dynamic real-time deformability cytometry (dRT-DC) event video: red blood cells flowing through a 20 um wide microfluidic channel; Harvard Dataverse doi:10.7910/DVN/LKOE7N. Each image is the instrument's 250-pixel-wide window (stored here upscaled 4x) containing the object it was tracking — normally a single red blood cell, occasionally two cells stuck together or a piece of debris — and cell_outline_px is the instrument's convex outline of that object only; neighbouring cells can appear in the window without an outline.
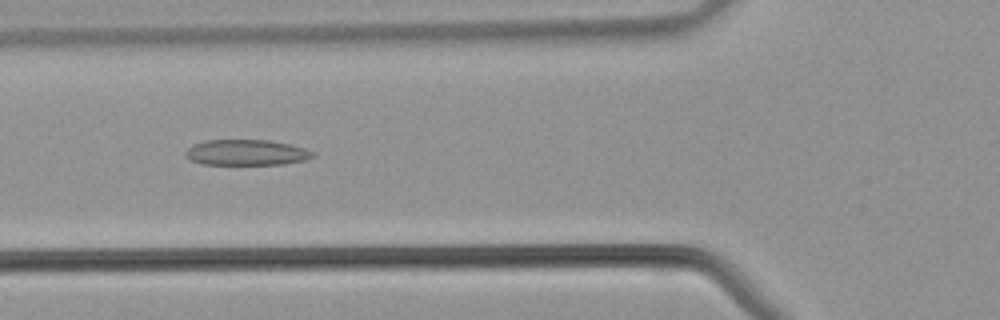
{"species": "common noctule bat (a hibernating species)", "species_latin": "Nyctalus noctula", "temperature_condition": "warm", "stored_images_in_passage": 33, "camera_frame_rate_fps": 3000, "um_per_image_px": 0.085, "animal": {"sex": "male", "body_mass_g": 21.5, "forearm_length_mm": 52.0}, "frame": {"image": 1, "passage_image": 7, "time_ms": 2.0, "image_size_px": [1000, 320], "cell_outline_px": [[316, 156], [304, 160], [284, 164], [200, 164], [188, 160], [184, 156], [184, 152], [192, 144], [204, 140], [268, 140], [288, 144], [304, 148], [316, 152]], "centroid_in_image_um": [20.9, 12.96], "position_along_channel_um": 104.9, "area_um2": 19.25}}
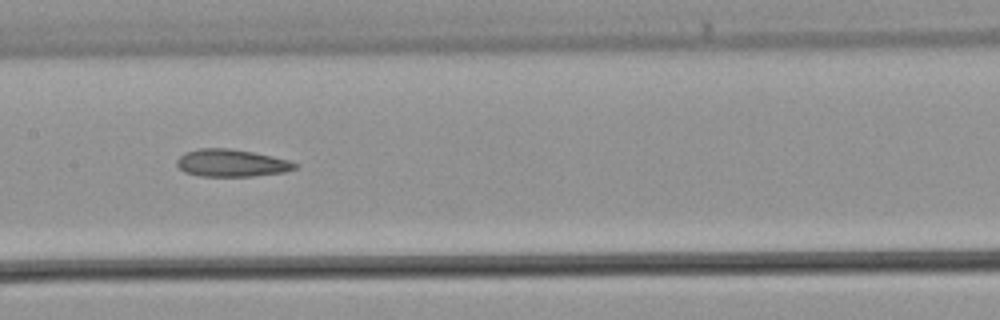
{"frame": {"image": 2, "passage_image": 12, "time_ms": 3.667, "image_size_px": [1000, 320], "cell_outline_px": [[300, 164], [296, 168], [284, 172], [252, 176], [200, 176], [184, 172], [176, 164], [176, 160], [184, 152], [200, 148], [228, 148], [252, 152], [272, 156], [288, 160]], "centroid_in_image_um": [19.66, 13.85], "position_along_channel_um": 187.7, "area_um2": 18.84}}
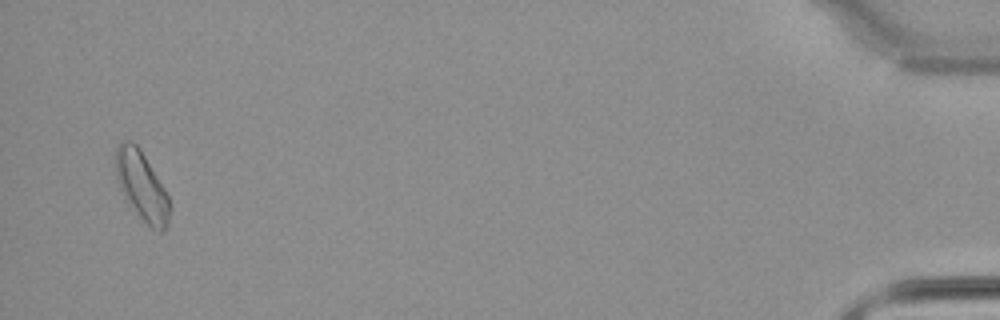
{"frame": {"image": 3, "passage_image": 32, "time_ms": 10.333, "image_size_px": [1000, 320], "cell_outline_px": [[168, 224], [160, 232], [152, 228], [128, 204], [120, 188], [116, 172], [116, 148], [124, 140], [132, 140], [140, 148], [164, 188], [168, 196]], "centroid_in_image_um": [12.03, 15.77], "position_along_channel_um": 423.2, "area_um2": 21.04}}